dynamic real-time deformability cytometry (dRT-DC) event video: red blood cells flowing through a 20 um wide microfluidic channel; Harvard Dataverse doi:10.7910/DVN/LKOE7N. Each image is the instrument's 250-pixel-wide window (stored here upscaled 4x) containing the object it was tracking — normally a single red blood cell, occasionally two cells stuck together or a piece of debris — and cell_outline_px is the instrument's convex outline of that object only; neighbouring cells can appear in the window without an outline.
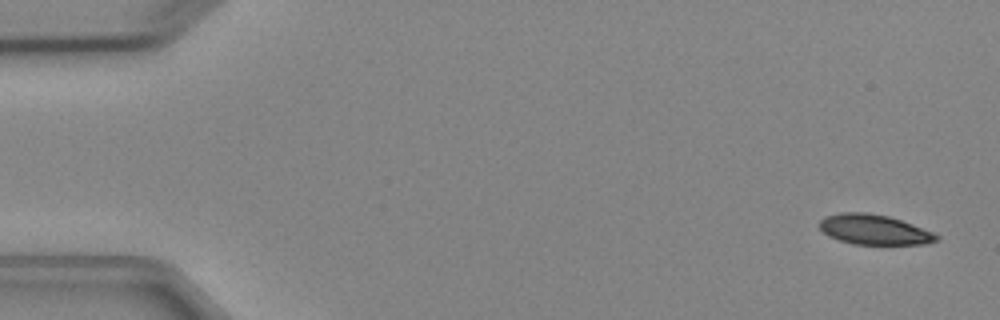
{"species": "Egyptian fruit bat (a non-hibernating species)", "species_latin": "Rousettus aegyptiacus", "temperature_condition": "cold", "stored_images_in_passage": 7, "camera_frame_rate_fps": 3000, "um_per_image_px": 0.085, "animal": {"sex": "female"}, "frame": {"image": 1, "passage_image": 1, "time_ms": 0.0, "image_size_px": [1000, 320], "cell_outline_px": [[940, 240], [924, 244], [852, 244], [828, 236], [820, 228], [820, 220], [824, 216], [840, 212], [864, 212], [888, 216], [912, 224], [932, 232], [940, 236]], "centroid_in_image_um": [74.29, 19.51], "position_along_channel_um": 10.7, "area_um2": 20.4}}
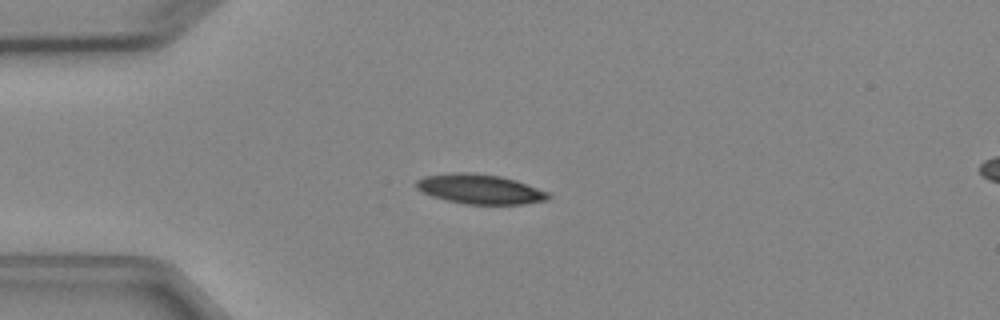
{"frame": {"image": 2, "passage_image": 4, "time_ms": 3.667, "image_size_px": [1000, 320], "cell_outline_px": [[552, 196], [548, 200], [524, 204], [464, 204], [432, 196], [416, 188], [416, 180], [424, 176], [452, 172], [472, 172], [500, 176], [516, 180], [548, 192]], "centroid_in_image_um": [40.81, 16.07], "position_along_channel_um": 44.2, "area_um2": 22.89}}
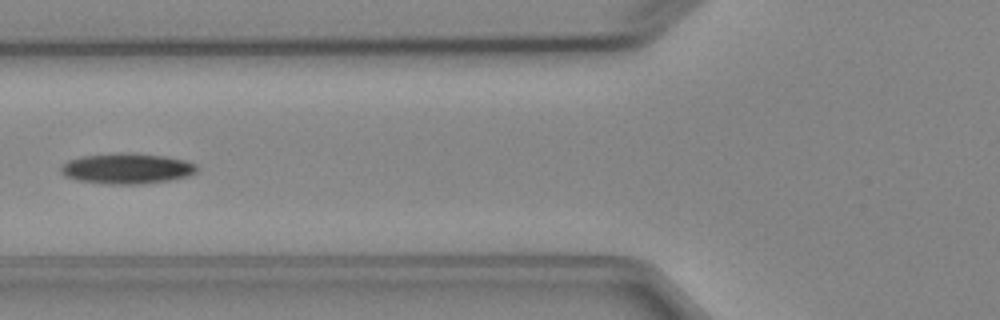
{"frame": {"image": 3, "passage_image": 6, "time_ms": 6.0, "image_size_px": [1000, 320], "cell_outline_px": [[200, 168], [196, 172], [188, 176], [172, 180], [140, 184], [104, 184], [76, 180], [64, 176], [60, 172], [60, 168], [68, 160], [80, 156], [124, 152], [164, 156], [184, 160], [196, 164]], "centroid_in_image_um": [10.78, 14.33], "position_along_channel_um": 115.0, "area_um2": 24.45}}